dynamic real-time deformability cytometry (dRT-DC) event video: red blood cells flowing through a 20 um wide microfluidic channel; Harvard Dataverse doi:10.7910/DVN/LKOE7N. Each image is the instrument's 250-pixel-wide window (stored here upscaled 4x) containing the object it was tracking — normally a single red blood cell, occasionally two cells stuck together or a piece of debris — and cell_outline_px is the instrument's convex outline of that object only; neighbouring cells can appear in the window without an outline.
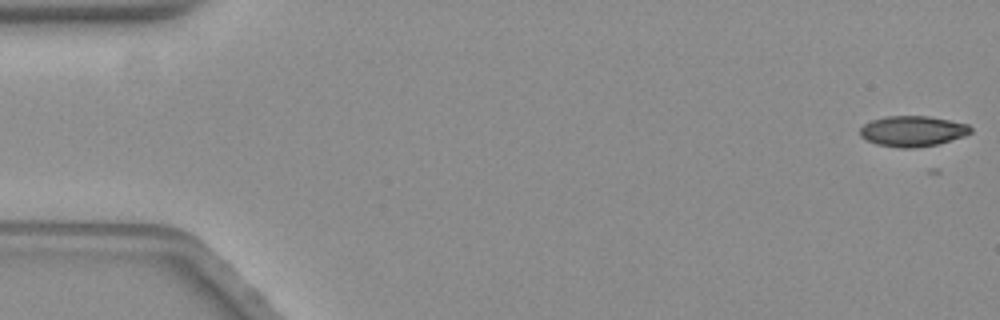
{"species": "common noctule bat (a hibernating species)", "species_latin": "Nyctalus noctula", "temperature_condition": "warm", "stored_images_in_passage": 15, "camera_frame_rate_fps": 3000, "um_per_image_px": 0.085, "animal": {"sex": "female", "body_mass_g": 19.3, "forearm_length_mm": 54.1}, "frame": {"image": 1, "passage_image": 1, "time_ms": 0.0, "image_size_px": [1000, 320], "cell_outline_px": [[972, 132], [964, 136], [936, 144], [912, 148], [900, 148], [876, 144], [860, 136], [860, 128], [864, 124], [872, 120], [884, 116], [928, 116], [968, 124], [972, 128]], "centroid_in_image_um": [77.56, 11.14], "position_along_channel_um": 7.4, "area_um2": 19.59}}
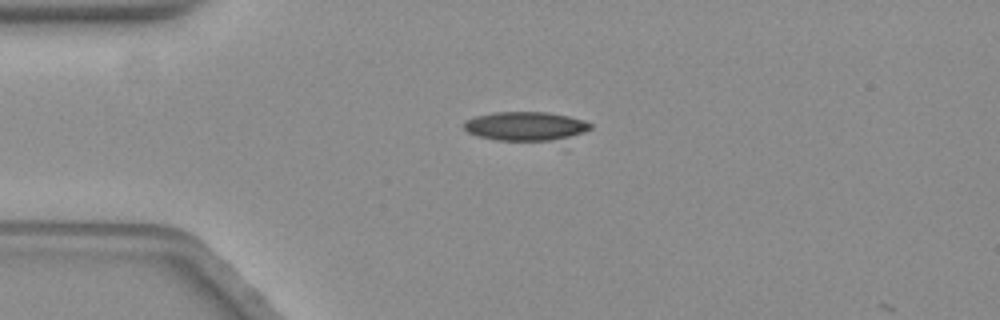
{"frame": {"image": 2, "passage_image": 14, "time_ms": 4.333, "image_size_px": [1000, 320], "cell_outline_px": [[592, 128], [568, 136], [548, 140], [496, 140], [480, 136], [468, 132], [464, 128], [464, 120], [476, 116], [492, 112], [548, 112], [568, 116], [592, 124]], "centroid_in_image_um": [44.59, 10.7], "position_along_channel_um": 40.4, "area_um2": 20.75}}